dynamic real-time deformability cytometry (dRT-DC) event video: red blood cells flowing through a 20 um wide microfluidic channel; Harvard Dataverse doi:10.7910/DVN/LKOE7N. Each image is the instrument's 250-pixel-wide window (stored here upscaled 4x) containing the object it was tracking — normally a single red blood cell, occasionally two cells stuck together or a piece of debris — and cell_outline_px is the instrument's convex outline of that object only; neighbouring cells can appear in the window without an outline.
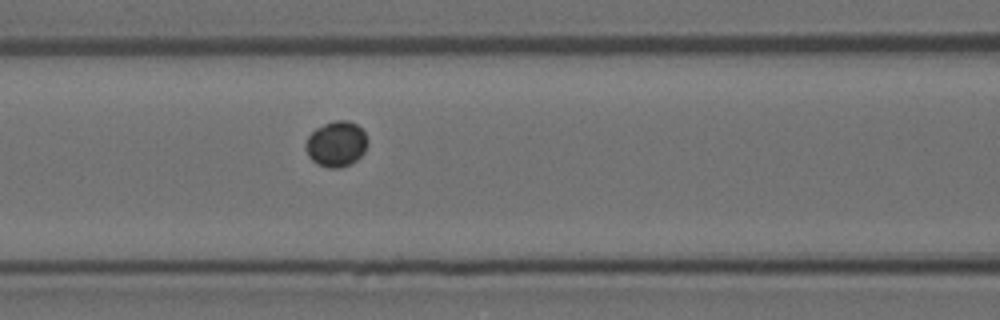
{"species": "Egyptian fruit bat (a non-hibernating species)", "species_latin": "Rousettus aegyptiacus", "temperature_condition": "room temperature", "stored_images_in_passage": 6, "camera_frame_rate_fps": 3000, "um_per_image_px": 0.085, "animal": {"sex": "female"}, "frame": {"image": 1, "passage_image": 6, "time_ms": 1.667, "image_size_px": [1000, 320], "cell_outline_px": [[368, 144], [364, 152], [356, 160], [340, 168], [328, 168], [316, 164], [308, 156], [304, 148], [308, 136], [316, 128], [324, 124], [336, 120], [348, 120], [356, 124], [364, 132], [368, 140]], "centroid_in_image_um": [28.57, 12.24], "position_along_channel_um": 138.0, "area_um2": 16.47}}